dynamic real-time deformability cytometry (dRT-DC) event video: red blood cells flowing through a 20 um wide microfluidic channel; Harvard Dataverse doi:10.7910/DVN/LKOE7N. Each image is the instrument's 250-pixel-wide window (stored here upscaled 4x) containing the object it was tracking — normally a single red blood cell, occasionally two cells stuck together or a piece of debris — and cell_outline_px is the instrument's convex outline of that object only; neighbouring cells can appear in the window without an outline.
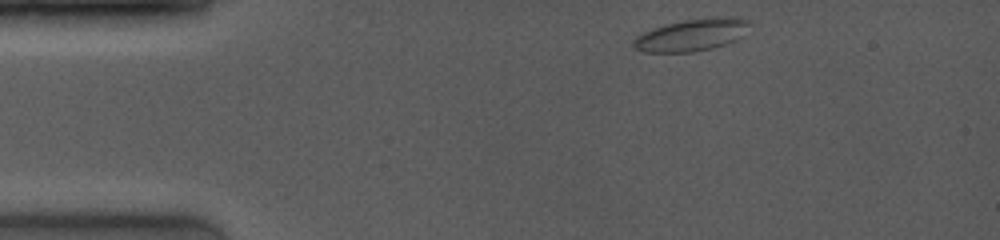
{"species": "common noctule bat (a hibernating species)", "species_latin": "Nyctalus noctula", "temperature_condition": "room temperature", "stored_images_in_passage": 6, "camera_frame_rate_fps": 4000, "um_per_image_px": 0.085, "animal": {"sex": "female", "body_mass_g": 19.0, "forearm_length_mm": 53.3}, "frame": {"image": 1, "passage_image": 1, "time_ms": 0.0, "image_size_px": [1000, 240], "cell_outline_px": [[752, 24], [744, 36], [736, 40], [712, 48], [692, 52], [644, 52], [632, 48], [632, 40], [636, 36], [652, 28], [684, 20], [712, 16], [740, 16], [752, 20]], "centroid_in_image_um": [58.87, 2.94], "position_along_channel_um": 26.1, "area_um2": 22.37}}
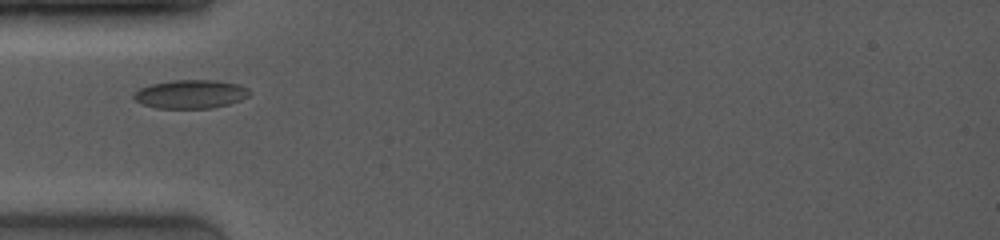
{"frame": {"image": 2, "passage_image": 5, "time_ms": 2.75, "image_size_px": [1000, 240], "cell_outline_px": [[252, 92], [248, 96], [240, 100], [228, 104], [212, 108], [156, 108], [144, 104], [136, 100], [132, 96], [132, 92], [148, 84], [172, 80], [216, 80], [240, 84], [248, 88]], "centroid_in_image_um": [16.2, 7.99], "position_along_channel_um": 68.8, "area_um2": 19.48}}